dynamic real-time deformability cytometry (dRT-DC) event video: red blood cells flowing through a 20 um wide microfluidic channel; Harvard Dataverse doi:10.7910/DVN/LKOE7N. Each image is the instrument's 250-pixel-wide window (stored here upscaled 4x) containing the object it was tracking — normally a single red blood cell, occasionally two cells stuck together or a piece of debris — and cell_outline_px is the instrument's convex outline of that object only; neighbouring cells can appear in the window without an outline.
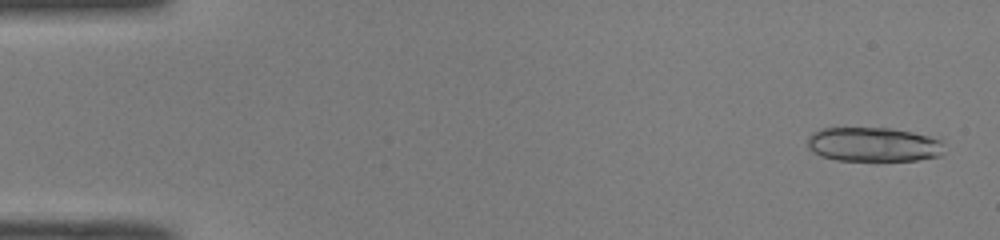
{"species": "common noctule bat (a hibernating species)", "species_latin": "Nyctalus noctula", "temperature_condition": "room temperature", "stored_images_in_passage": 34, "camera_frame_rate_fps": 3000, "um_per_image_px": 0.085, "animal": {"sex": "male", "body_mass_g": 19.0, "forearm_length_mm": 50.8}, "frame": {"image": 1, "passage_image": 2, "time_ms": 0.333, "image_size_px": [1000, 240], "cell_outline_px": [[944, 156], [916, 160], [836, 160], [820, 156], [812, 152], [808, 148], [808, 136], [812, 132], [820, 128], [892, 128], [912, 132], [928, 136], [940, 140], [944, 152]], "centroid_in_image_um": [74.22, 12.28], "position_along_channel_um": 10.8, "area_um2": 27.51}}
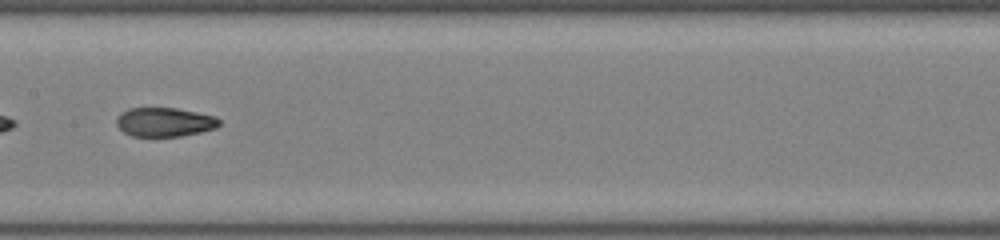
{"frame": {"image": 2, "passage_image": 26, "time_ms": 8.333, "image_size_px": [1000, 240], "cell_outline_px": [[220, 124], [216, 128], [200, 132], [180, 136], [132, 136], [124, 132], [116, 124], [116, 120], [120, 112], [128, 108], [176, 108], [216, 116], [220, 120]], "centroid_in_image_um": [13.98, 10.37], "position_along_channel_um": 193.4, "area_um2": 17.4}}
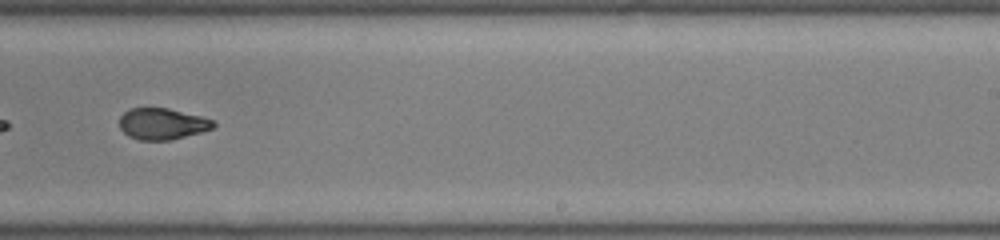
{"frame": {"image": 3, "passage_image": 32, "time_ms": 10.333, "image_size_px": [1000, 240], "cell_outline_px": [[216, 124], [212, 128], [200, 132], [168, 140], [140, 140], [128, 136], [120, 128], [120, 116], [128, 108], [168, 108], [200, 116], [212, 120]], "centroid_in_image_um": [13.75, 10.52], "position_along_channel_um": 275.3, "area_um2": 16.94}}